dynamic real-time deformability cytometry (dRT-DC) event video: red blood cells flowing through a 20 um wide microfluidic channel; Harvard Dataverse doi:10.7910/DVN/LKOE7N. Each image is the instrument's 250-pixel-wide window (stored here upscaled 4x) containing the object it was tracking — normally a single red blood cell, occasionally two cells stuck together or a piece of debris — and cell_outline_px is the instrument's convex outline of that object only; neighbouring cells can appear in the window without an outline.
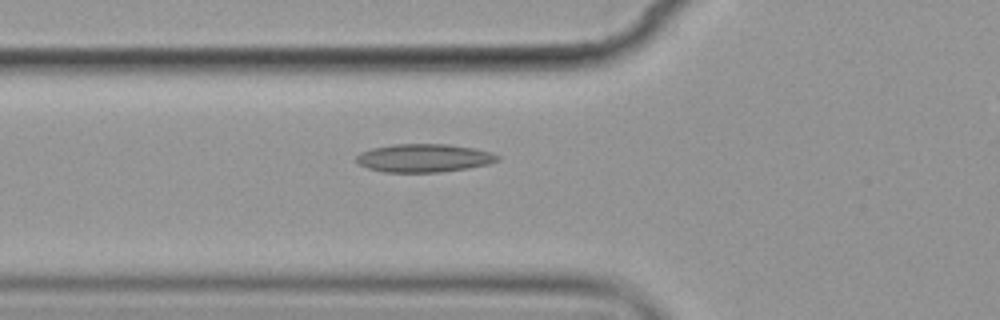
{"species": "common noctule bat (a hibernating species)", "species_latin": "Nyctalus noctula", "temperature_condition": "cold", "stored_images_in_passage": 7, "camera_frame_rate_fps": 3000, "um_per_image_px": 0.085, "animal": {"sex": "female", "body_mass_g": 19.9}, "frame": {"image": 1, "passage_image": 6, "time_ms": 6.667, "image_size_px": [1000, 320], "cell_outline_px": [[500, 160], [488, 164], [468, 168], [440, 172], [384, 172], [368, 168], [360, 164], [356, 160], [356, 156], [360, 152], [372, 148], [392, 144], [448, 144], [472, 148], [492, 152], [500, 156]], "centroid_in_image_um": [36.04, 13.43], "position_along_channel_um": 89.8, "area_um2": 23.24}}